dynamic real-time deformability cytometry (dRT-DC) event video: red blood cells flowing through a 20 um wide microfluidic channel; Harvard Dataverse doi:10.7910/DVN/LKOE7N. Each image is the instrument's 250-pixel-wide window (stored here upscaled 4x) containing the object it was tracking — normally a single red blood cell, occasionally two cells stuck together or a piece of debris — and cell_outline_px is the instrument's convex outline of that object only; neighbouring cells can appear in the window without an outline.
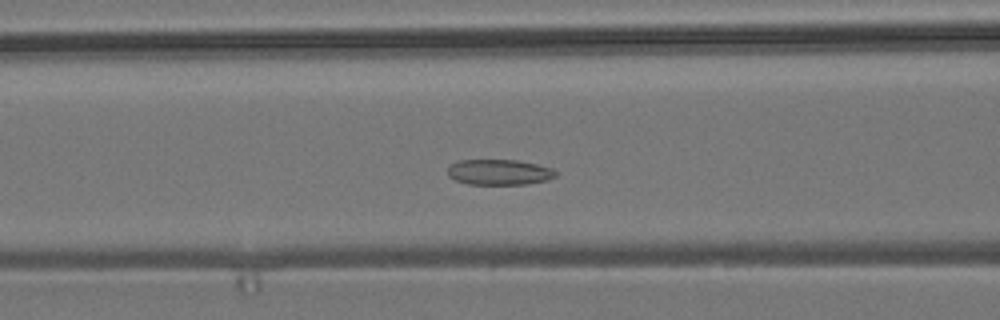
{"species": "common noctule bat (a hibernating species)", "species_latin": "Nyctalus noctula", "temperature_condition": "room temperature", "stored_images_in_passage": 41, "camera_frame_rate_fps": 3000, "um_per_image_px": 0.085, "animal": {"sex": "male", "body_mass_g": 19.2, "forearm_length_mm": 51.8}, "frame": {"image": 1, "passage_image": 17, "time_ms": 5.333, "image_size_px": [1000, 320], "cell_outline_px": [[556, 176], [548, 180], [528, 184], [468, 184], [456, 180], [448, 176], [448, 168], [452, 164], [460, 160], [516, 160], [536, 164], [552, 168], [556, 172]], "centroid_in_image_um": [42.45, 14.64], "position_along_channel_um": 124.2, "area_um2": 16.01}}
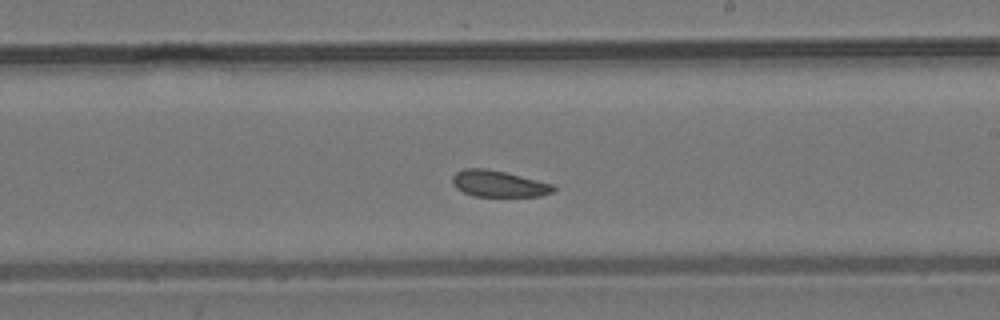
{"frame": {"image": 2, "passage_image": 27, "time_ms": 8.667, "image_size_px": [1000, 320], "cell_outline_px": [[556, 188], [552, 192], [540, 196], [472, 196], [456, 188], [452, 180], [452, 176], [456, 172], [464, 168], [484, 168], [504, 172], [552, 184]], "centroid_in_image_um": [42.34, 15.62], "position_along_channel_um": 246.7, "area_um2": 15.32}}
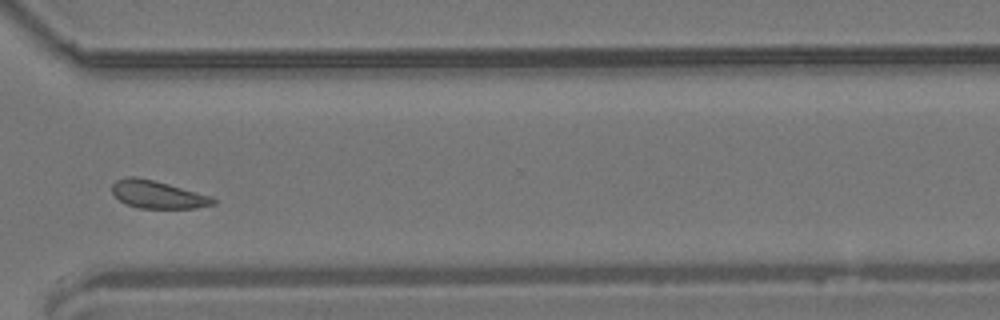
{"frame": {"image": 3, "passage_image": 36, "time_ms": 11.667, "image_size_px": [1000, 320], "cell_outline_px": [[216, 204], [196, 208], [140, 208], [128, 204], [120, 200], [112, 192], [112, 184], [116, 180], [128, 176], [136, 176], [168, 184], [212, 196], [216, 200]], "centroid_in_image_um": [13.42, 16.53], "position_along_channel_um": 357.2, "area_um2": 16.18}, "authors_computed_cell_mechanics": {"area_um2": 17.34, "velocity_mm_per_s": 3.6777, "shape_relaxation_time_tau1_ms": null, "shape_relaxation_time_tau2_ms": 6.6814, "deformation_change_tau1": null, "deformation_change_tau2": 0.1333}}